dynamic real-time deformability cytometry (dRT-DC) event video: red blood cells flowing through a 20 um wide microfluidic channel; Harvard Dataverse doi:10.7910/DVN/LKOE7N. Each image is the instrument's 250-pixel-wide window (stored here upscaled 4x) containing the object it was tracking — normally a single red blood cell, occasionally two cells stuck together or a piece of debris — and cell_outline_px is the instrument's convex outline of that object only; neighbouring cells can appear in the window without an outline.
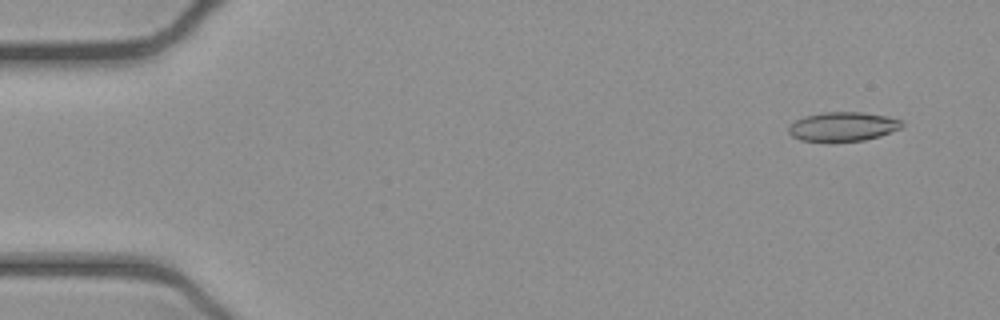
{"species": "common noctule bat (a hibernating species)", "species_latin": "Nyctalus noctula", "temperature_condition": "cold", "stored_images_in_passage": 53, "camera_frame_rate_fps": 3000, "um_per_image_px": 0.085, "animal": {"sex": "female", "body_mass_g": 21.9}, "frame": {"image": 1, "passage_image": 4, "time_ms": 1.0, "image_size_px": [1000, 320], "cell_outline_px": [[904, 124], [900, 128], [880, 136], [864, 140], [832, 144], [800, 140], [792, 136], [788, 132], [788, 128], [796, 120], [804, 116], [824, 112], [864, 112], [888, 116], [904, 120]], "centroid_in_image_um": [71.64, 10.79], "position_along_channel_um": 13.4, "area_um2": 19.94}}
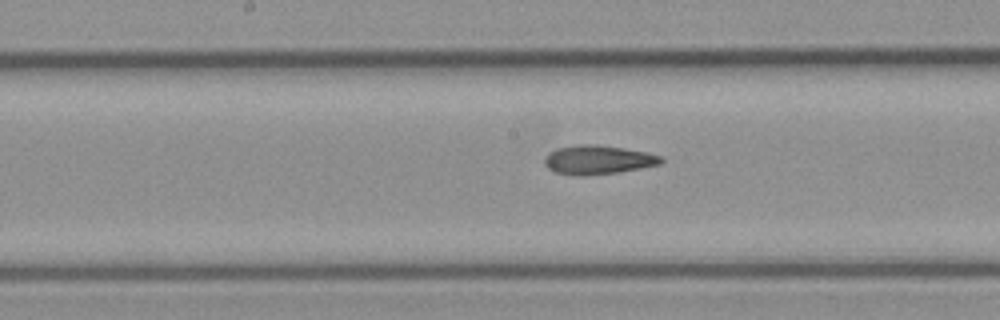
{"frame": {"image": 2, "passage_image": 27, "time_ms": 8.667, "image_size_px": [1000, 320], "cell_outline_px": [[664, 160], [660, 164], [620, 172], [584, 176], [576, 176], [556, 172], [548, 168], [544, 164], [544, 160], [548, 152], [556, 148], [580, 144], [596, 144], [624, 148], [644, 152], [660, 156]], "centroid_in_image_um": [50.79, 13.58], "position_along_channel_um": 197.4, "area_um2": 19.71}}
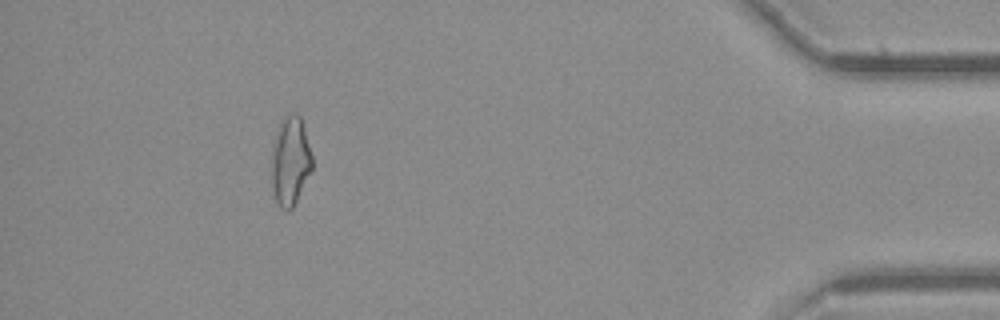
{"frame": {"image": 3, "passage_image": 48, "time_ms": 15.667, "image_size_px": [1000, 320], "cell_outline_px": [[312, 168], [292, 208], [280, 208], [276, 204], [272, 196], [272, 144], [276, 128], [284, 116], [292, 112], [296, 112], [300, 116], [304, 128], [312, 156]], "centroid_in_image_um": [24.64, 13.65], "position_along_channel_um": 410.6, "area_um2": 21.1}, "authors_computed_cell_mechanics": {"area_um2": 19.7098, "velocity_mm_per_s": 3.906, "shape_relaxation_time_tau1_ms": null, "shape_relaxation_time_tau2_ms": 3.6827, "deformation_change_tau1": null, "deformation_change_tau2": 0.1366}}